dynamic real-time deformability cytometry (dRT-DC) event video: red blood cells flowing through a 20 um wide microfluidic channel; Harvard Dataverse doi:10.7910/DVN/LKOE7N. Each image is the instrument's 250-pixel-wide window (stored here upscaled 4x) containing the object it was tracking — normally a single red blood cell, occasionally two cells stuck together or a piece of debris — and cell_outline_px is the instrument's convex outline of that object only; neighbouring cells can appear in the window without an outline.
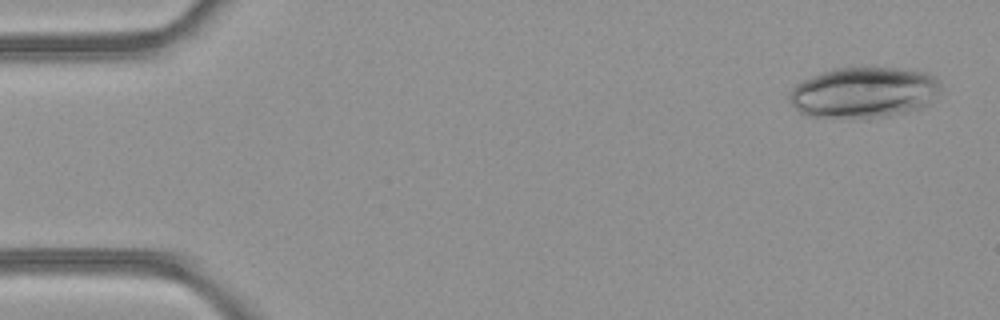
{"species": "common noctule bat (a hibernating species)", "species_latin": "Nyctalus noctula", "temperature_condition": "room temperature", "stored_images_in_passage": 48, "camera_frame_rate_fps": 3000, "um_per_image_px": 0.085, "animal": {"sex": "female", "body_mass_g": 21.9}, "frame": {"image": 1, "passage_image": 2, "time_ms": 0.333, "image_size_px": [1000, 320], "cell_outline_px": [[940, 92], [924, 108], [888, 116], [808, 116], [800, 112], [788, 100], [788, 96], [792, 88], [796, 84], [804, 80], [832, 68], [860, 64], [896, 68], [928, 72], [936, 76], [940, 80]], "centroid_in_image_um": [73.48, 7.79], "position_along_channel_um": 11.5, "area_um2": 45.43}}